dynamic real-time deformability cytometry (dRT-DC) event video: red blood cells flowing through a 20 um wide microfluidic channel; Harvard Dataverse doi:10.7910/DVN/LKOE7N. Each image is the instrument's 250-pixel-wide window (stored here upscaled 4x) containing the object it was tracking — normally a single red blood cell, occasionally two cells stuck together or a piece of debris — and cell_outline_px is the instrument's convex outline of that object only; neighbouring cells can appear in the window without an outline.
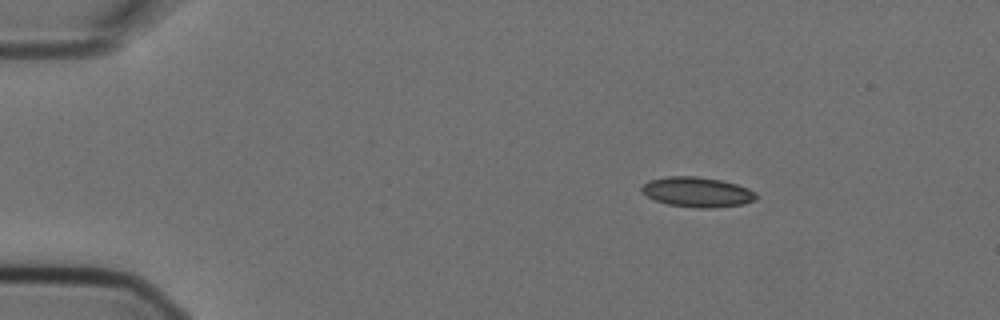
{"species": "Egyptian fruit bat (a non-hibernating species)", "species_latin": "Rousettus aegyptiacus", "temperature_condition": "cold", "stored_images_in_passage": 4, "camera_frame_rate_fps": 3000, "um_per_image_px": 0.085, "animal": {"sex": "female"}, "frame": {"image": 1, "passage_image": 1, "time_ms": 0.0, "image_size_px": [1000, 320], "cell_outline_px": [[756, 200], [744, 204], [712, 208], [696, 208], [668, 204], [656, 200], [640, 192], [640, 188], [648, 180], [668, 176], [696, 176], [720, 180], [736, 184], [748, 188], [756, 192]], "centroid_in_image_um": [59.26, 16.32], "position_along_channel_um": 25.7, "area_um2": 20.06}}
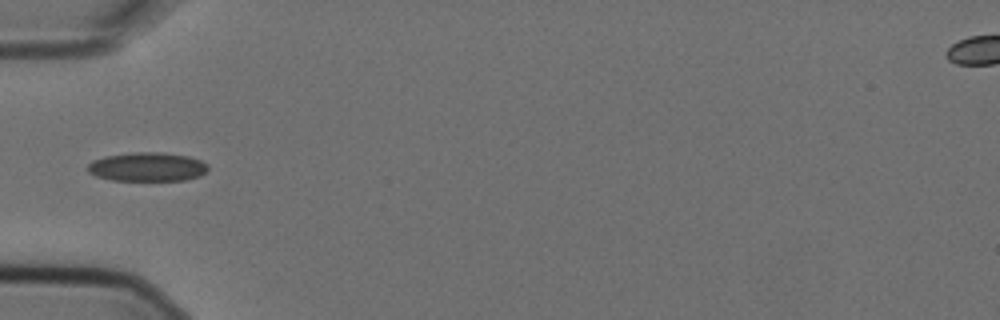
{"frame": {"image": 2, "passage_image": 4, "time_ms": 1.0, "image_size_px": [1000, 320], "cell_outline_px": [[208, 168], [200, 176], [184, 180], [112, 180], [96, 176], [88, 172], [88, 164], [92, 160], [104, 156], [136, 152], [164, 152], [188, 156], [200, 160], [208, 164]], "centroid_in_image_um": [12.51, 14.17], "position_along_channel_um": 72.5, "area_um2": 20.29}}